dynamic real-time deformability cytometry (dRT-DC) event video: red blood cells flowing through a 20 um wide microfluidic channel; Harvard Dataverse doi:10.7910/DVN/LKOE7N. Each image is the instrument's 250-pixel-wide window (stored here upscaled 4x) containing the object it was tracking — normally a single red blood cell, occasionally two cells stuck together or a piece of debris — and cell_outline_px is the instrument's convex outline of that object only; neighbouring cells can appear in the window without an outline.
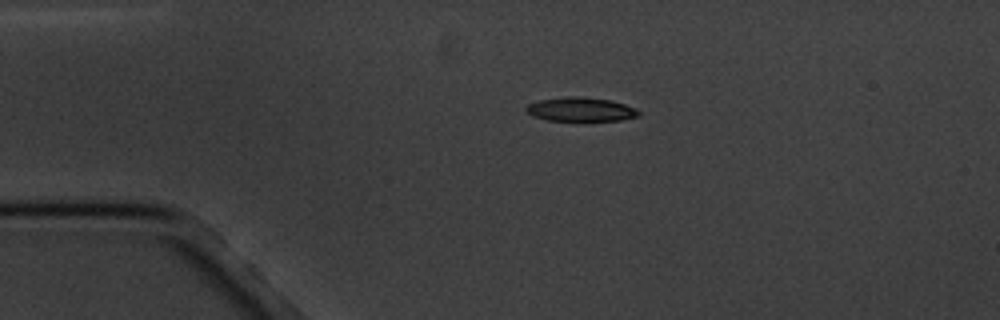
{"species": "common noctule bat (a hibernating species)", "species_latin": "Nyctalus noctula", "temperature_condition": "cold", "stored_images_in_passage": 2, "camera_frame_rate_fps": 3000, "um_per_image_px": 0.085, "animal": {"sex": "male", "body_mass_g": 20.1, "forearm_length_mm": 53.5}, "frame": {"image": 1, "passage_image": 1, "time_ms": 0.0, "image_size_px": [1000, 320], "cell_outline_px": [[640, 116], [620, 120], [548, 120], [532, 116], [524, 108], [528, 104], [540, 100], [568, 96], [576, 96], [608, 100], [624, 104], [636, 108], [640, 112]], "centroid_in_image_um": [49.36, 9.3], "position_along_channel_um": 35.6, "area_um2": 15.49}}